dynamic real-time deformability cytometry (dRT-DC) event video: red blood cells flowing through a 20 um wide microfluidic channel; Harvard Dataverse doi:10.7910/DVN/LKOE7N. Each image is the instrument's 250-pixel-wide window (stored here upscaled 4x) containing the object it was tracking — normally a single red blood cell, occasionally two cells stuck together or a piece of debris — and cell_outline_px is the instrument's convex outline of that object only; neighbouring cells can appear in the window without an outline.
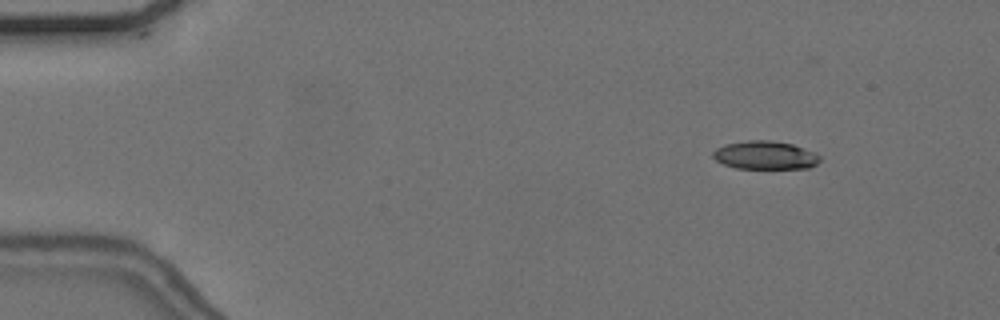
{"species": "common noctule bat (a hibernating species)", "species_latin": "Nyctalus noctula", "temperature_condition": "cold", "stored_images_in_passage": 56, "camera_frame_rate_fps": 3000, "um_per_image_px": 0.085, "animal": {"sex": "female", "body_mass_g": 24.6, "forearm_length_mm": 56.2}, "frame": {"image": 1, "passage_image": 6, "time_ms": 1.667, "image_size_px": [1000, 320], "cell_outline_px": [[820, 160], [816, 164], [808, 168], [736, 168], [724, 164], [716, 160], [712, 156], [712, 152], [716, 148], [724, 144], [748, 140], [772, 140], [792, 144], [812, 152], [820, 156]], "centroid_in_image_um": [65.0, 13.18], "position_along_channel_um": 20.0, "area_um2": 17.51}}
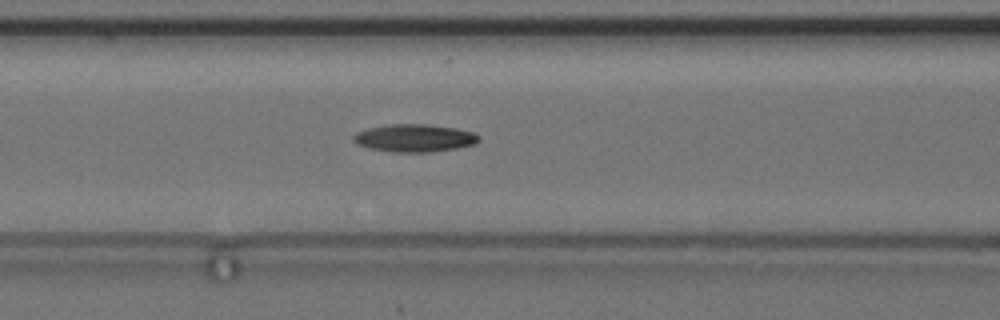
{"frame": {"image": 2, "passage_image": 23, "time_ms": 7.333, "image_size_px": [1000, 320], "cell_outline_px": [[480, 140], [476, 144], [456, 148], [428, 152], [392, 152], [368, 148], [356, 144], [352, 140], [352, 136], [356, 132], [368, 128], [388, 124], [428, 124], [456, 128], [472, 132], [480, 136]], "centroid_in_image_um": [35.2, 11.73], "position_along_channel_um": 131.4, "area_um2": 20.4}}
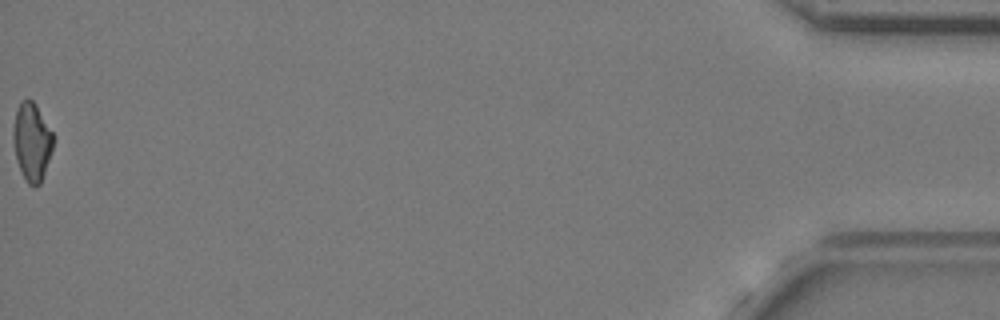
{"frame": {"image": 3, "passage_image": 56, "time_ms": 18.333, "image_size_px": [1000, 320], "cell_outline_px": [[52, 148], [40, 184], [36, 188], [28, 184], [16, 160], [12, 140], [12, 128], [16, 108], [20, 100], [32, 100], [36, 104], [52, 132]], "centroid_in_image_um": [2.66, 12.02], "position_along_channel_um": 432.5, "area_um2": 18.09}}